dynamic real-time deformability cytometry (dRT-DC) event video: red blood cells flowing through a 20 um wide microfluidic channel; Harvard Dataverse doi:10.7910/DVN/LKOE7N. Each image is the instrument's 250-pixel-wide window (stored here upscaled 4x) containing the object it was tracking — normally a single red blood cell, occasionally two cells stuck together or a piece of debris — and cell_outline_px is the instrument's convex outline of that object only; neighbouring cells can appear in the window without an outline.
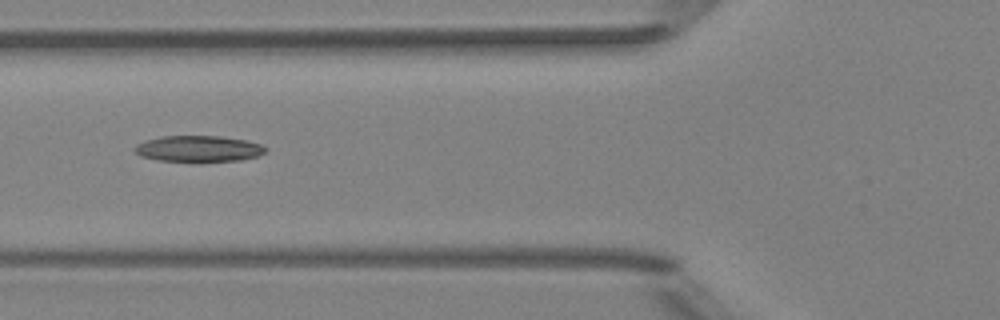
{"species": "Egyptian fruit bat (a non-hibernating species)", "species_latin": "Rousettus aegyptiacus", "temperature_condition": "room temperature", "stored_images_in_passage": 6, "camera_frame_rate_fps": 3000, "um_per_image_px": 0.085, "animal": {"sex": "female"}, "frame": {"image": 1, "passage_image": 6, "time_ms": 6.333, "image_size_px": [1000, 320], "cell_outline_px": [[268, 152], [256, 156], [240, 160], [200, 164], [196, 164], [156, 160], [140, 156], [132, 148], [136, 144], [144, 140], [160, 136], [220, 136], [248, 140], [260, 144], [268, 148]], "centroid_in_image_um": [16.86, 12.68], "position_along_channel_um": 108.9, "area_um2": 21.04}}